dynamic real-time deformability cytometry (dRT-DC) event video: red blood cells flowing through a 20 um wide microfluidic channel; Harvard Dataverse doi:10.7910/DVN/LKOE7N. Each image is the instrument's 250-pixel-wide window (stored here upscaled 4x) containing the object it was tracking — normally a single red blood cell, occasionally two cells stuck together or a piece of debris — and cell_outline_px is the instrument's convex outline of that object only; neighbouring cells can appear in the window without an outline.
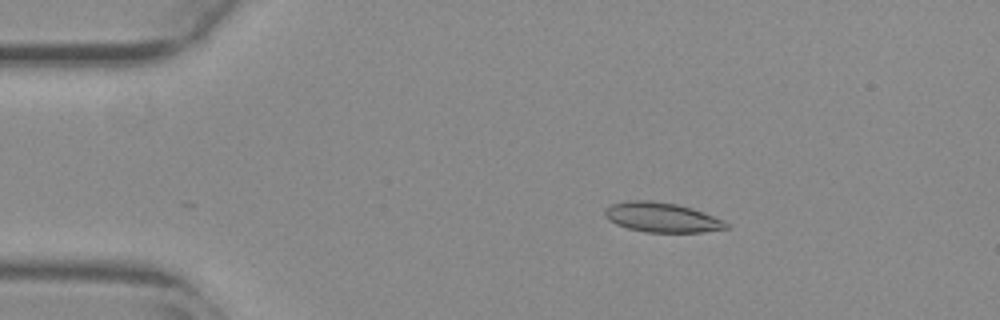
{"species": "common noctule bat (a hibernating species)", "species_latin": "Nyctalus noctula", "temperature_condition": "warm", "stored_images_in_passage": 6, "camera_frame_rate_fps": 3000, "um_per_image_px": 0.085, "animal": {"sex": "female", "body_mass_g": 29.2, "forearm_length_mm": 56.3}, "frame": {"image": 1, "passage_image": 1, "time_ms": 0.0, "image_size_px": [1000, 320], "cell_outline_px": [[728, 228], [704, 232], [644, 232], [628, 228], [616, 224], [608, 220], [604, 216], [604, 208], [612, 204], [628, 200], [652, 200], [676, 204], [692, 208], [704, 212], [724, 220], [728, 224]], "centroid_in_image_um": [56.23, 18.47], "position_along_channel_um": 28.8, "area_um2": 21.15}}